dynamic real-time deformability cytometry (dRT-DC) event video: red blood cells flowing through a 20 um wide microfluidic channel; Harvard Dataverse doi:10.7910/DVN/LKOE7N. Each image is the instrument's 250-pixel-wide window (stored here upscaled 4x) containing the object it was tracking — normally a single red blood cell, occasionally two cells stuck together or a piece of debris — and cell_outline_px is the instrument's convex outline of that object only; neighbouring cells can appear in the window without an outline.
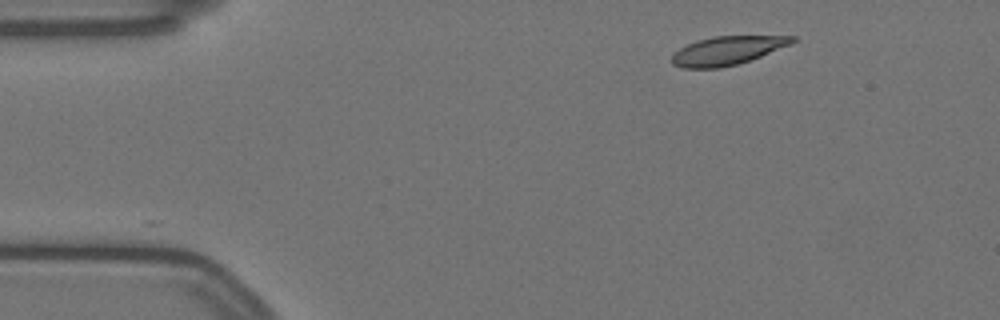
{"species": "Egyptian fruit bat (a non-hibernating species)", "species_latin": "Rousettus aegyptiacus", "temperature_condition": "warm", "stored_images_in_passage": 2, "camera_frame_rate_fps": 3000, "um_per_image_px": 0.085, "animal": {"sex": "female"}, "frame": {"image": 1, "passage_image": 1, "time_ms": 0.0, "image_size_px": [1000, 320], "cell_outline_px": [[796, 40], [792, 44], [760, 56], [736, 64], [720, 68], [684, 68], [672, 64], [672, 52], [696, 40], [716, 36], [796, 36]], "centroid_in_image_um": [61.8, 4.29], "position_along_channel_um": 23.2, "area_um2": 19.94}}